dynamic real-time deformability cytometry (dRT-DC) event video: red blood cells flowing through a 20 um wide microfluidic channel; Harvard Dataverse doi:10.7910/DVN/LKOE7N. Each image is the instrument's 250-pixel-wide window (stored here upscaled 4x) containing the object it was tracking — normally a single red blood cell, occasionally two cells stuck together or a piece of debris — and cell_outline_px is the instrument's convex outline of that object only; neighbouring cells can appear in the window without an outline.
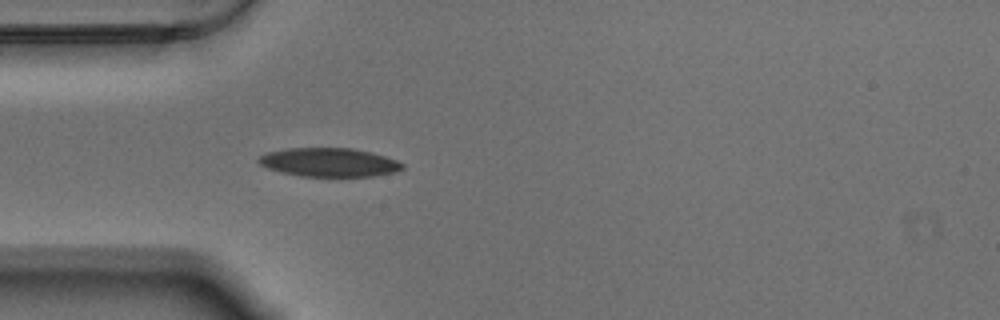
{"species": "Egyptian fruit bat (a non-hibernating species)", "species_latin": "Rousettus aegyptiacus", "temperature_condition": "warm", "stored_images_in_passage": 42, "camera_frame_rate_fps": 3000, "um_per_image_px": 0.085, "animal": {"sex": "male"}, "frame": {"image": 1, "passage_image": 1, "time_ms": 0.0, "image_size_px": [1000, 320], "cell_outline_px": [[404, 168], [396, 172], [372, 176], [300, 176], [280, 172], [268, 168], [260, 164], [256, 160], [260, 156], [268, 152], [288, 148], [352, 148], [372, 152], [396, 160], [404, 164]], "centroid_in_image_um": [27.98, 13.8], "position_along_channel_um": 57.0, "area_um2": 24.04}}
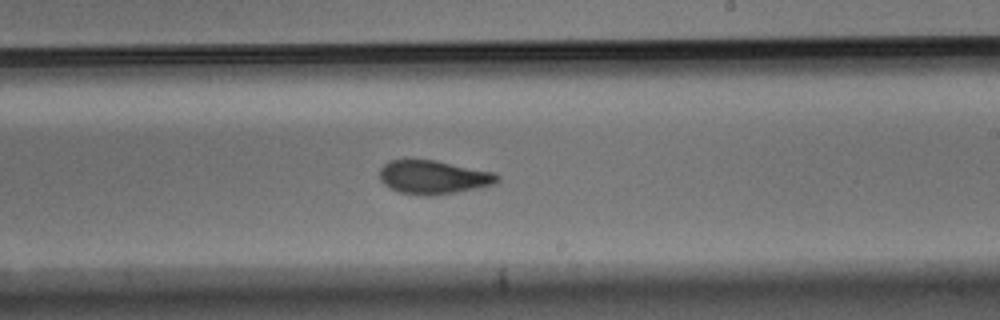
{"frame": {"image": 2, "passage_image": 18, "time_ms": 5.667, "image_size_px": [1000, 320], "cell_outline_px": [[500, 180], [496, 184], [456, 192], [432, 196], [420, 196], [400, 192], [388, 188], [380, 180], [380, 168], [388, 160], [436, 160], [496, 172], [500, 176]], "centroid_in_image_um": [36.86, 15.06], "position_along_channel_um": 252.1, "area_um2": 23.41}}
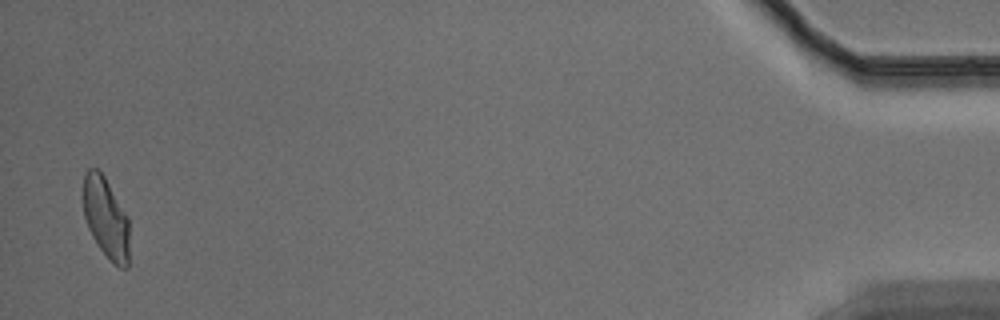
{"frame": {"image": 3, "passage_image": 41, "time_ms": 13.333, "image_size_px": [1000, 320], "cell_outline_px": [[128, 268], [120, 268], [112, 264], [100, 248], [92, 236], [88, 228], [84, 216], [80, 196], [80, 192], [84, 172], [88, 168], [96, 168], [104, 176], [128, 216]], "centroid_in_image_um": [8.94, 18.48], "position_along_channel_um": 426.3, "area_um2": 22.31}, "authors_computed_cell_mechanics": {"area_um2": 23.2934, "velocity_mm_per_s": 3.4766, "shape_relaxation_time_tau1_ms": 6.4918, "shape_relaxation_time_tau2_ms": 2.0371, "deformation_change_tau1": 0.1799, "deformation_change_tau2": 0.0787}}